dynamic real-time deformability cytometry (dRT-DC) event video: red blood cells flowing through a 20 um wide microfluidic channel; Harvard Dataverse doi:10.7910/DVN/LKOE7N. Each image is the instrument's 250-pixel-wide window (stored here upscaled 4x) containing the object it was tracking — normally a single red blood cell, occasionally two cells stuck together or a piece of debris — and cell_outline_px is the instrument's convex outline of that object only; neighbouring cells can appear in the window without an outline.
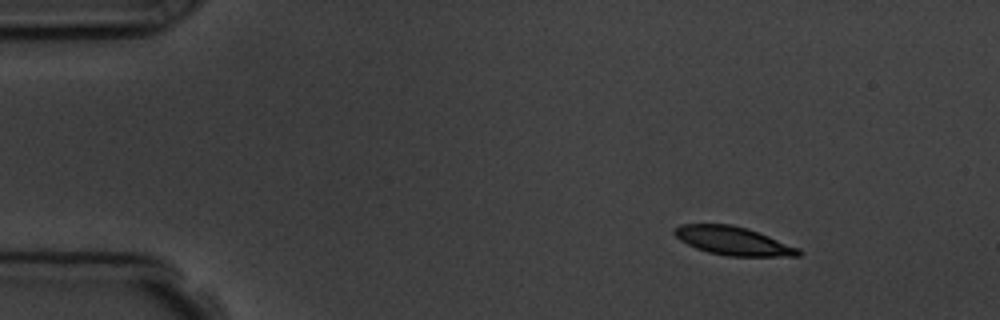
{"species": "common noctule bat (a hibernating species)", "species_latin": "Nyctalus noctula", "temperature_condition": "room temperature", "stored_images_in_passage": 13, "camera_frame_rate_fps": 3000, "um_per_image_px": 0.085, "animal": {"sex": "male", "body_mass_g": 19.5, "forearm_length_mm": 54.6}, "frame": {"image": 1, "passage_image": 1, "time_ms": 0.0, "image_size_px": [1000, 320], "cell_outline_px": [[804, 252], [800, 256], [728, 256], [708, 252], [696, 248], [680, 240], [672, 232], [672, 228], [680, 224], [732, 224], [768, 236], [800, 248]], "centroid_in_image_um": [62.3, 20.48], "position_along_channel_um": 22.7, "area_um2": 20.52}}
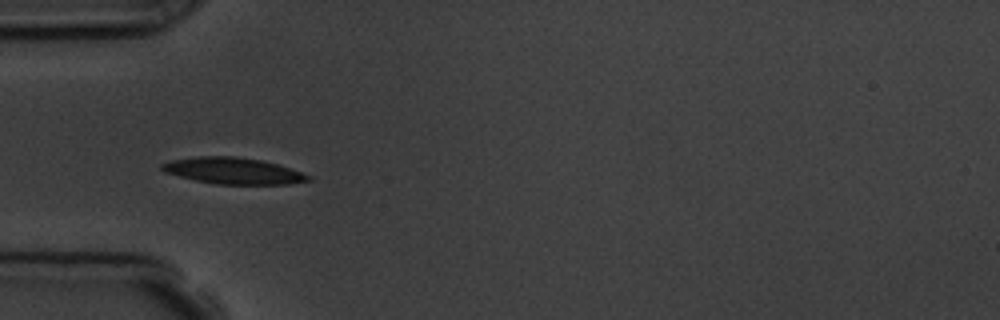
{"frame": {"image": 2, "passage_image": 3, "time_ms": 3.333, "image_size_px": [1000, 320], "cell_outline_px": [[312, 180], [292, 184], [216, 184], [196, 180], [164, 172], [160, 168], [160, 164], [172, 160], [200, 156], [236, 156], [260, 160], [276, 164], [312, 176]], "centroid_in_image_um": [19.82, 14.52], "position_along_channel_um": 65.2, "area_um2": 22.31}}
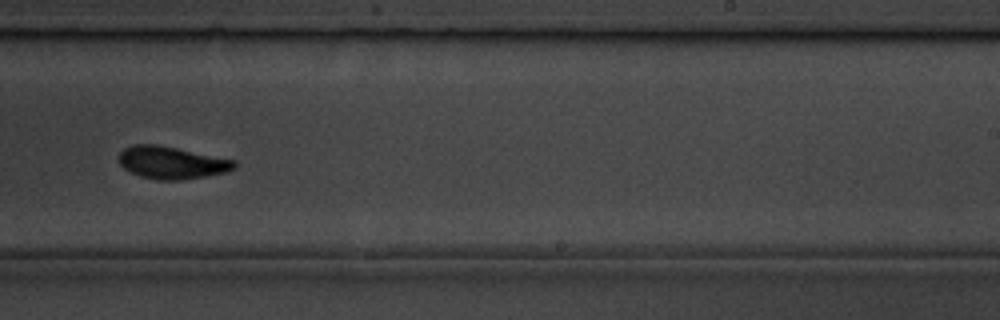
{"frame": {"image": 3, "passage_image": 8, "time_ms": 9.0, "image_size_px": [1000, 320], "cell_outline_px": [[236, 168], [228, 172], [180, 180], [156, 180], [140, 176], [124, 168], [120, 164], [120, 152], [124, 148], [132, 144], [156, 144], [236, 160]], "centroid_in_image_um": [14.61, 13.82], "position_along_channel_um": 274.4, "area_um2": 21.73}, "authors_computed_cell_mechanics": {"area_um2": 21.2704, "velocity_mm_per_s": 3.7229, "shape_relaxation_time_tau1_ms": 2.1904, "shape_relaxation_time_tau2_ms": 1.2931, "deformation_change_tau1": 0.1395, "deformation_change_tau2": 0.0802}}